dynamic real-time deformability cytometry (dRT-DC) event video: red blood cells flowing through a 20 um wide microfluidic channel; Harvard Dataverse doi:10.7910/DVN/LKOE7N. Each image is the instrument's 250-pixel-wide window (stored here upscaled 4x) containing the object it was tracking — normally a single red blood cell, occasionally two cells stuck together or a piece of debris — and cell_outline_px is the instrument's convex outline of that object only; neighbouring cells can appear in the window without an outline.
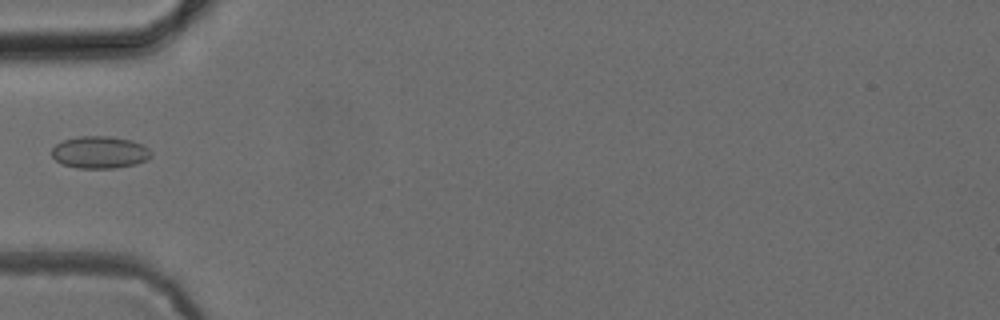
{"species": "common noctule bat (a hibernating species)", "species_latin": "Nyctalus noctula", "temperature_condition": "cold", "stored_images_in_passage": 5, "camera_frame_rate_fps": 3000, "um_per_image_px": 0.085, "animal": {"sex": "female", "body_mass_g": 24.6, "forearm_length_mm": 56.2}, "frame": {"image": 1, "passage_image": 5, "time_ms": 4.667, "image_size_px": [1000, 320], "cell_outline_px": [[152, 156], [136, 164], [112, 168], [76, 168], [64, 164], [56, 160], [52, 156], [52, 148], [56, 144], [64, 140], [80, 136], [112, 136], [132, 140], [148, 148], [152, 152]], "centroid_in_image_um": [8.48, 12.94], "position_along_channel_um": 76.5, "area_um2": 18.55}}